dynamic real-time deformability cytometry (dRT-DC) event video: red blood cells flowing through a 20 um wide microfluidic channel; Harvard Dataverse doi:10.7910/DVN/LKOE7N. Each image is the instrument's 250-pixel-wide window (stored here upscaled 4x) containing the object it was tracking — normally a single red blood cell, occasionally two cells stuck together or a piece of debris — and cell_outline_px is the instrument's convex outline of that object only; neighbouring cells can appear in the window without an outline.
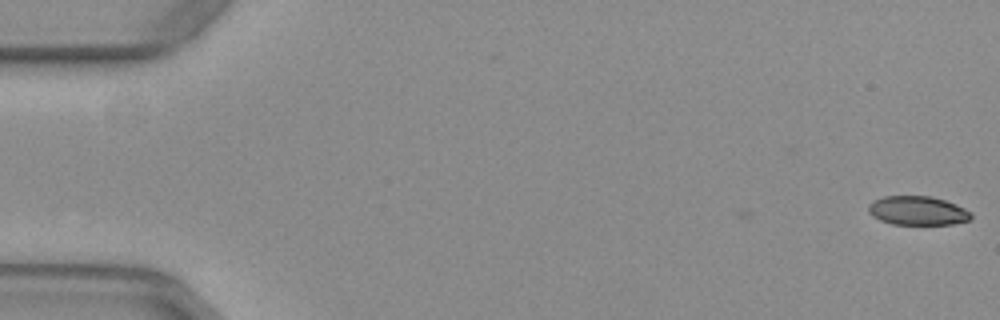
{"species": "common noctule bat (a hibernating species)", "species_latin": "Nyctalus noctula", "temperature_condition": "warm", "stored_images_in_passage": 2, "camera_frame_rate_fps": 3000, "um_per_image_px": 0.085, "animal": {"sex": "female", "body_mass_g": 29.2, "forearm_length_mm": 56.3}, "frame": {"image": 1, "passage_image": 2, "time_ms": 0.333, "image_size_px": [1000, 320], "cell_outline_px": [[972, 216], [968, 220], [952, 224], [892, 224], [880, 220], [872, 216], [868, 212], [868, 204], [872, 200], [884, 196], [932, 196], [956, 204], [972, 212]], "centroid_in_image_um": [77.97, 17.9], "position_along_channel_um": 7.0, "area_um2": 17.4}}